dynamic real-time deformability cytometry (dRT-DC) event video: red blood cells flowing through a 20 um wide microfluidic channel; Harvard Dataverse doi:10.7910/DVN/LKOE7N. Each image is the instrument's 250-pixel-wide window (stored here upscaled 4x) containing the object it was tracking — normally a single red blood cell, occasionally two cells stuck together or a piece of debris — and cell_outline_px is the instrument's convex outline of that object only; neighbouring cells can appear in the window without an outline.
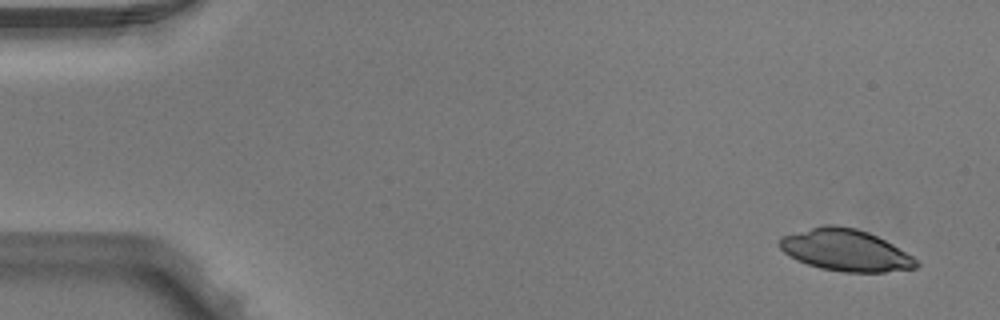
{"species": "Egyptian fruit bat (a non-hibernating species)", "species_latin": "Rousettus aegyptiacus", "temperature_condition": "warm", "stored_images_in_passage": 6, "camera_frame_rate_fps": 3000, "um_per_image_px": 0.085, "animal": {"sex": "male"}, "frame": {"image": 1, "passage_image": 6, "time_ms": 1.667, "image_size_px": [1000, 320], "cell_outline_px": [[920, 264], [916, 268], [884, 272], [844, 272], [820, 268], [796, 260], [788, 256], [776, 244], [780, 236], [824, 224], [836, 224], [856, 228], [868, 232], [892, 244], [920, 260]], "centroid_in_image_um": [71.84, 21.26], "position_along_channel_um": 13.2, "area_um2": 33.58}}